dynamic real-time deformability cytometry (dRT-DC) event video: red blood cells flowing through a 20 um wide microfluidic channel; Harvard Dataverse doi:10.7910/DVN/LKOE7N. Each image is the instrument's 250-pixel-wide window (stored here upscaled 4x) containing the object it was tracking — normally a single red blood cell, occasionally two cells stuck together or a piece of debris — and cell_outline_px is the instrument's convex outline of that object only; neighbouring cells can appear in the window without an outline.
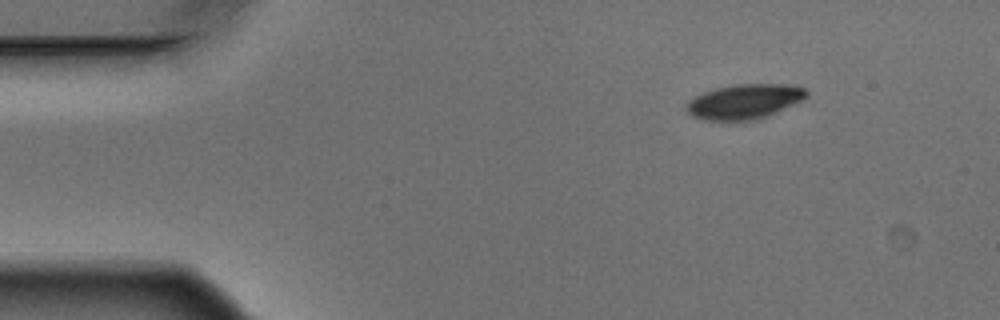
{"species": "Egyptian fruit bat (a non-hibernating species)", "species_latin": "Rousettus aegyptiacus", "temperature_condition": "warm", "stored_images_in_passage": 5, "segment_of_instrument_passage": [2, 2], "camera_frame_rate_fps": 3000, "um_per_image_px": 0.085, "animal": {"sex": "male"}, "frame": {"image": 1, "passage_image": 5, "time_ms": 1.333, "image_size_px": [1000, 320], "cell_outline_px": [[808, 96], [804, 100], [764, 116], [752, 120], [704, 120], [692, 116], [684, 108], [684, 104], [688, 100], [704, 92], [716, 88], [736, 84], [796, 84], [804, 88], [808, 92]], "centroid_in_image_um": [63.27, 8.61], "position_along_channel_um": 21.7, "area_um2": 24.33}}